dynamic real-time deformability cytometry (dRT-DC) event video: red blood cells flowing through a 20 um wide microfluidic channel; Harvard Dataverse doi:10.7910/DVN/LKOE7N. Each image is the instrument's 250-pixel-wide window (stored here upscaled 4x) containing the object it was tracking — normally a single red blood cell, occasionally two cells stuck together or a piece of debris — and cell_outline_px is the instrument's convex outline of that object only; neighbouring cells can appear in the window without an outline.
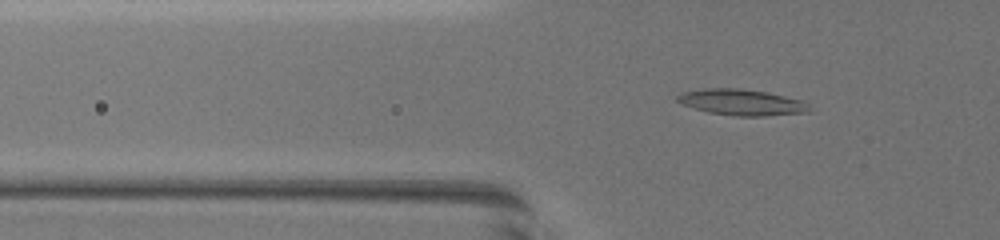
{"species": "common noctule bat (a hibernating species)", "species_latin": "Nyctalus noctula", "temperature_condition": "warm", "stored_images_in_passage": 44, "camera_frame_rate_fps": 3000, "um_per_image_px": 0.085, "animal": {"sex": "female", "body_mass_g": 19.5, "forearm_length_mm": 54.1}, "frame": {"image": 1, "passage_image": 8, "time_ms": 2.333, "image_size_px": [1000, 240], "cell_outline_px": [[808, 112], [768, 116], [736, 116], [708, 112], [684, 104], [676, 100], [676, 96], [684, 92], [708, 88], [736, 88], [768, 92], [800, 100], [808, 104]], "centroid_in_image_um": [63.05, 8.7], "position_along_channel_um": 62.7, "area_um2": 19.71}}
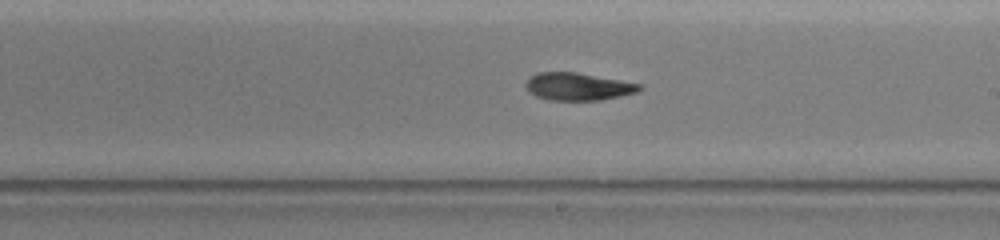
{"frame": {"image": 2, "passage_image": 23, "time_ms": 7.333, "image_size_px": [1000, 240], "cell_outline_px": [[640, 88], [636, 92], [620, 96], [600, 100], [548, 100], [536, 96], [528, 92], [524, 84], [532, 76], [540, 72], [576, 72], [620, 80], [640, 84]], "centroid_in_image_um": [49.08, 7.36], "position_along_channel_um": 239.9, "area_um2": 18.03}}
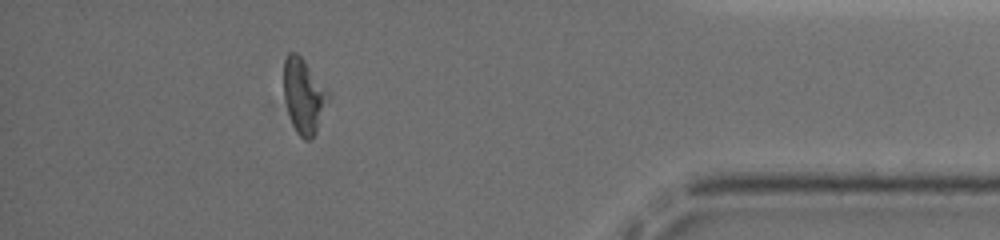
{"frame": {"image": 3, "passage_image": 39, "time_ms": 12.667, "image_size_px": [1000, 240], "cell_outline_px": [[328, 96], [316, 132], [308, 140], [304, 140], [296, 132], [292, 124], [288, 112], [284, 96], [284, 60], [288, 52], [296, 52], [304, 60], [328, 92]], "centroid_in_image_um": [25.77, 8.14], "position_along_channel_um": 409.4, "area_um2": 18.73}, "authors_computed_cell_mechanics": {"area_um2": 18.5249, "velocity_mm_per_s": 3.8057, "shape_relaxation_time_tau1_ms": 8.441, "shape_relaxation_time_tau2_ms": 6.3718, "deformation_change_tau1": 0.2773, "deformation_change_tau2": 0.1406}}